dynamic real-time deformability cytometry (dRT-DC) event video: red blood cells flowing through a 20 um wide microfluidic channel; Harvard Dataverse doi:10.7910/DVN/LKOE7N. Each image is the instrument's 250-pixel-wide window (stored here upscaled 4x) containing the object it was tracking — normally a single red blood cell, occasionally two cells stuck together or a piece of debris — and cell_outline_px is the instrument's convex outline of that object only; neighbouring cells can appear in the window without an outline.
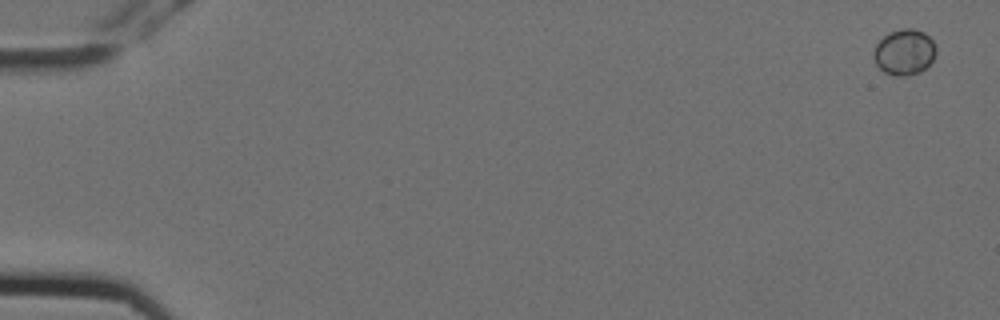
{"species": "Egyptian fruit bat (a non-hibernating species)", "species_latin": "Rousettus aegyptiacus", "temperature_condition": "cold", "stored_images_in_passage": 10, "camera_frame_rate_fps": 3000, "um_per_image_px": 0.085, "animal": {"sex": "female"}, "frame": {"image": 1, "passage_image": 1, "time_ms": 0.0, "image_size_px": [1000, 320], "cell_outline_px": [[936, 52], [932, 60], [920, 72], [908, 76], [896, 76], [884, 72], [876, 64], [872, 56], [876, 44], [888, 32], [900, 28], [912, 28], [924, 32], [932, 40], [936, 48]], "centroid_in_image_um": [76.85, 4.42], "position_along_channel_um": 8.2, "area_um2": 16.7}}
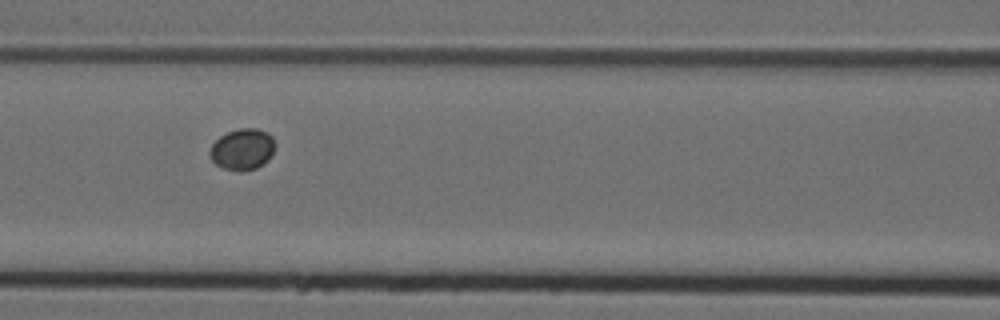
{"frame": {"image": 2, "passage_image": 8, "time_ms": 2.333, "image_size_px": [1000, 320], "cell_outline_px": [[276, 148], [272, 156], [268, 160], [256, 168], [244, 172], [236, 172], [224, 168], [216, 164], [212, 160], [208, 152], [212, 144], [220, 136], [228, 132], [240, 128], [256, 128], [268, 132], [272, 136], [276, 144]], "centroid_in_image_um": [20.63, 12.7], "position_along_channel_um": 146.0, "area_um2": 16.01}}
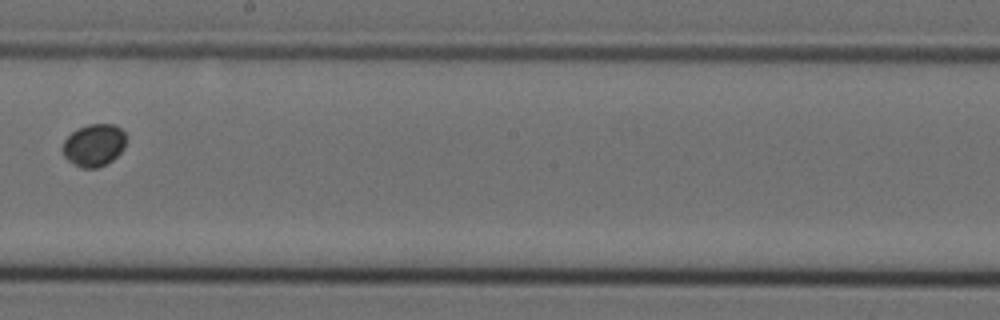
{"frame": {"image": 3, "passage_image": 10, "time_ms": 3.0, "image_size_px": [1000, 320], "cell_outline_px": [[128, 140], [124, 148], [112, 160], [96, 168], [80, 168], [72, 164], [64, 156], [60, 148], [64, 140], [76, 128], [88, 124], [112, 124], [120, 128], [128, 136]], "centroid_in_image_um": [7.97, 12.33], "position_along_channel_um": 240.2, "area_um2": 16.01}}